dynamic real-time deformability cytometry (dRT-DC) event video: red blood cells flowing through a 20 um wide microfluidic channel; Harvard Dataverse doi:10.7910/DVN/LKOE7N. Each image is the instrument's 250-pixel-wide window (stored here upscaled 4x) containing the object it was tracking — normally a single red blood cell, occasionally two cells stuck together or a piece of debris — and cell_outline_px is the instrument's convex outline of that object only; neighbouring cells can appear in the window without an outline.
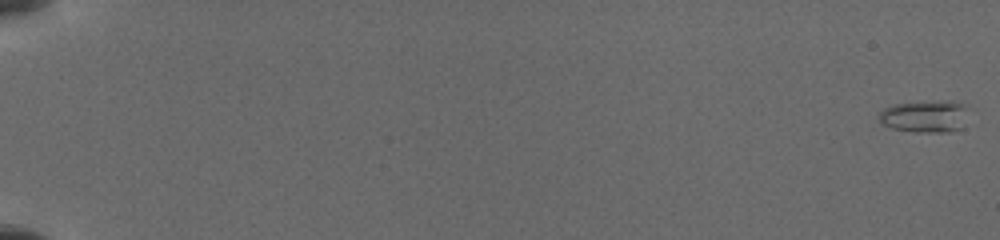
{"species": "common noctule bat (a hibernating species)", "species_latin": "Nyctalus noctula", "temperature_condition": "cold", "stored_images_in_passage": 9, "camera_frame_rate_fps": 3000, "um_per_image_px": 0.085, "animal": {"sex": "female", "body_mass_g": 19.5, "forearm_length_mm": 54.1}, "frame": {"image": 1, "passage_image": 1, "time_ms": 0.0, "image_size_px": [1000, 240], "cell_outline_px": [[964, 104], [956, 128], [948, 132], [916, 132], [892, 128], [884, 124], [876, 116], [884, 108], [892, 104]], "centroid_in_image_um": [78.36, 9.95], "position_along_channel_um": 6.6, "area_um2": 14.8}}